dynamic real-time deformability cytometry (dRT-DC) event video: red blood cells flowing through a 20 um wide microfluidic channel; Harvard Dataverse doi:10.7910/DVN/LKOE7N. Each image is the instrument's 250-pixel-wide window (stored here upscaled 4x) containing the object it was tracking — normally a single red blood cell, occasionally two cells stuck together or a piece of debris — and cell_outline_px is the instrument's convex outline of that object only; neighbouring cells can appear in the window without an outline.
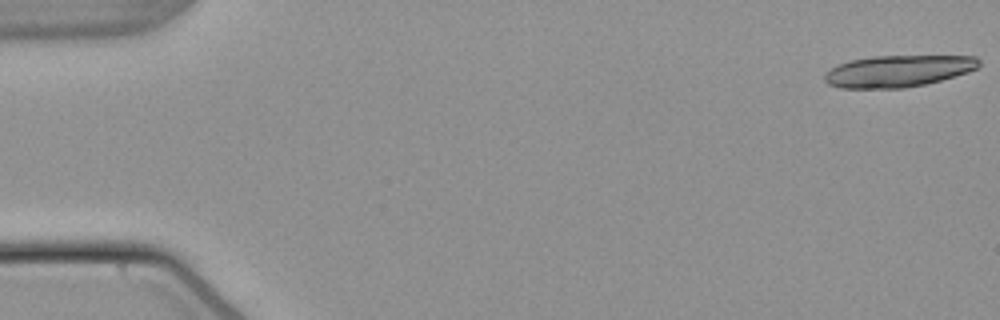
{"species": "common noctule bat (a hibernating species)", "species_latin": "Nyctalus noctula", "temperature_condition": "warm", "stored_images_in_passage": 20, "camera_frame_rate_fps": 3000, "um_per_image_px": 0.085, "animal": {"sex": "male", "body_mass_g": 21.5, "forearm_length_mm": 52.0}, "frame": {"image": 1, "passage_image": 1, "time_ms": 0.0, "image_size_px": [1000, 320], "cell_outline_px": [[980, 64], [976, 68], [968, 72], [940, 80], [924, 84], [904, 88], [840, 88], [828, 84], [824, 80], [824, 76], [832, 68], [840, 64], [852, 60], [872, 56], [976, 56], [980, 60]], "centroid_in_image_um": [76.35, 6.04], "position_along_channel_um": 8.7, "area_um2": 28.26}}